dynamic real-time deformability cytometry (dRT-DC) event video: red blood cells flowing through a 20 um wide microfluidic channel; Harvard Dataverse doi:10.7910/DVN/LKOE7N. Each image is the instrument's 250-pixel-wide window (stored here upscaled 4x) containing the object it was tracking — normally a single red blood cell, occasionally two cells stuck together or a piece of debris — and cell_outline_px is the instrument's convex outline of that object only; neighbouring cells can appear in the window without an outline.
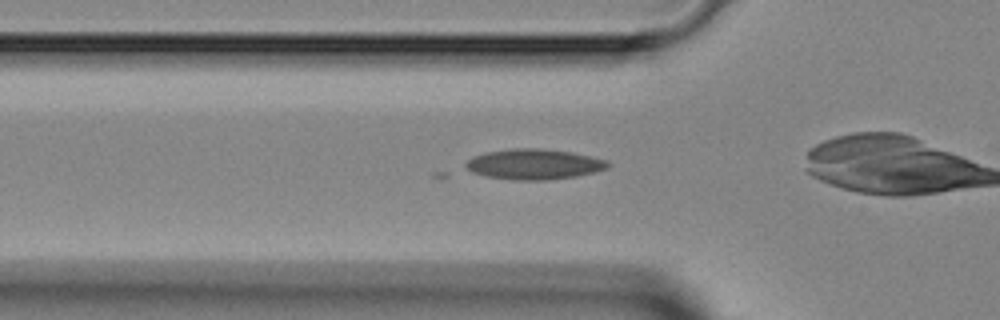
{"species": "Egyptian fruit bat (a non-hibernating species)", "species_latin": "Rousettus aegyptiacus", "temperature_condition": "room temperature", "stored_images_in_passage": 5, "camera_frame_rate_fps": 3000, "um_per_image_px": 0.085, "animal": {"sex": "female"}, "frame": {"image": 1, "passage_image": 3, "time_ms": 0.667, "image_size_px": [1000, 320], "cell_outline_px": [[612, 164], [608, 168], [576, 176], [544, 180], [516, 180], [488, 176], [472, 172], [464, 168], [464, 164], [472, 156], [488, 152], [512, 148], [536, 148], [572, 152], [608, 160]], "centroid_in_image_um": [45.39, 13.95], "position_along_channel_um": 80.4, "area_um2": 25.09}}